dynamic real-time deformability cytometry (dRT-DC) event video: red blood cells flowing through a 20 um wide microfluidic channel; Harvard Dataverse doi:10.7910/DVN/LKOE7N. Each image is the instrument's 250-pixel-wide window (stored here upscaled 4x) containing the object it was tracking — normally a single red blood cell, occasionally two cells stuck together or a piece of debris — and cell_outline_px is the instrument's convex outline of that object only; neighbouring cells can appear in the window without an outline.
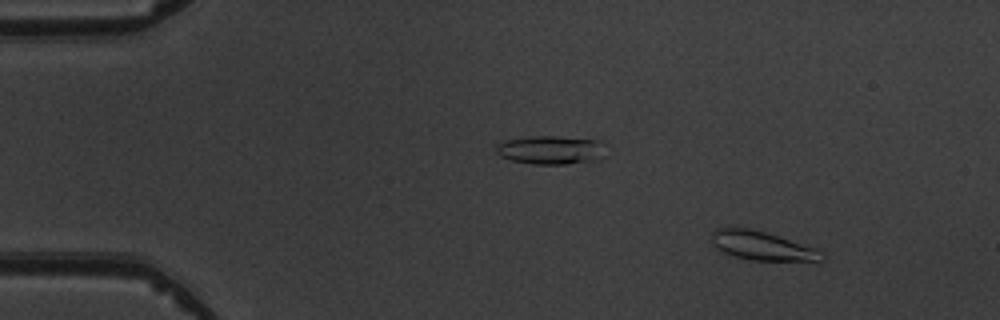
{"species": "common noctule bat (a hibernating species)", "species_latin": "Nyctalus noctula", "temperature_condition": "warm", "stored_images_in_passage": 5, "camera_frame_rate_fps": 3000, "um_per_image_px": 0.085, "animal": {"sex": "male", "body_mass_g": 19.5, "forearm_length_mm": 54.6}, "frame": {"image": 1, "passage_image": 1, "time_ms": 0.0, "image_size_px": [1000, 320], "cell_outline_px": [[824, 260], [752, 260], [736, 256], [724, 252], [716, 248], [712, 244], [712, 232], [716, 228], [728, 224], [748, 228], [764, 232], [820, 248], [824, 252]], "centroid_in_image_um": [64.75, 20.85], "position_along_channel_um": 20.2, "area_um2": 18.84}}
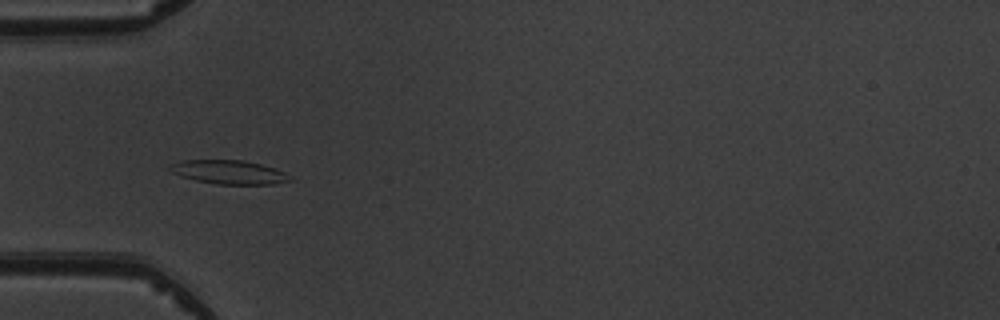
{"frame": {"image": 2, "passage_image": 4, "time_ms": 3.667, "image_size_px": [1000, 320], "cell_outline_px": [[292, 180], [276, 184], [216, 184], [196, 180], [180, 176], [172, 172], [168, 168], [172, 164], [180, 160], [244, 160], [276, 168], [292, 176]], "centroid_in_image_um": [19.49, 14.63], "position_along_channel_um": 65.5, "area_um2": 16.7}}